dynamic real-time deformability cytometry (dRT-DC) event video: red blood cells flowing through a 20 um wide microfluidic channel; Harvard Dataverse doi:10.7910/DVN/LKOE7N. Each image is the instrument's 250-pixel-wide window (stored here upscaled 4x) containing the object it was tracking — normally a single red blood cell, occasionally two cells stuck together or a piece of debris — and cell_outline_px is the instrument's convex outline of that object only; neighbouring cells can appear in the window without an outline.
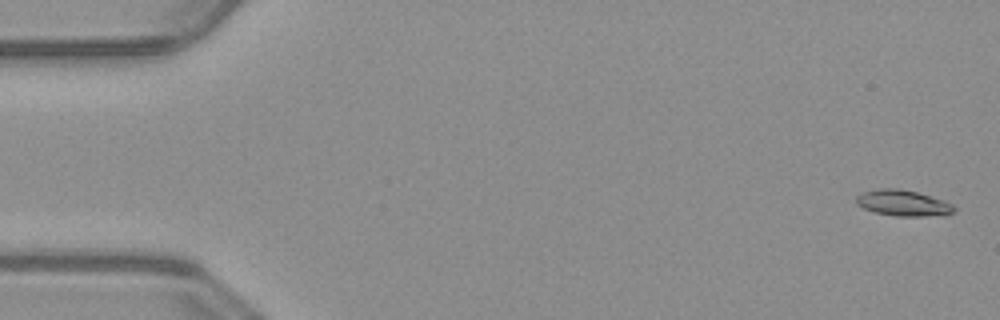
{"species": "common noctule bat (a hibernating species)", "species_latin": "Nyctalus noctula", "temperature_condition": "warm", "stored_images_in_passage": 52, "camera_frame_rate_fps": 3000, "um_per_image_px": 0.085, "animal": {"sex": "male", "body_mass_g": 23.1, "forearm_length_mm": 52.7}, "frame": {"image": 1, "passage_image": 2, "time_ms": 0.333, "image_size_px": [1000, 320], "cell_outline_px": [[956, 212], [944, 216], [896, 216], [876, 212], [864, 208], [856, 204], [856, 196], [864, 192], [880, 188], [900, 188], [916, 192], [944, 200], [952, 204], [956, 208]], "centroid_in_image_um": [76.82, 17.27], "position_along_channel_um": 8.2, "area_um2": 14.91}}
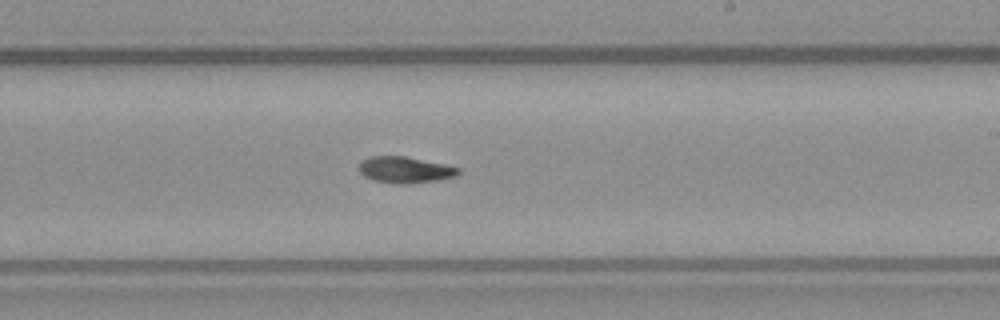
{"frame": {"image": 2, "passage_image": 31, "time_ms": 10.0, "image_size_px": [1000, 320], "cell_outline_px": [[460, 172], [456, 176], [440, 180], [412, 184], [396, 184], [372, 180], [364, 176], [360, 172], [360, 164], [364, 160], [372, 156], [404, 156], [460, 168]], "centroid_in_image_um": [34.44, 14.46], "position_along_channel_um": 254.6, "area_um2": 15.14}}
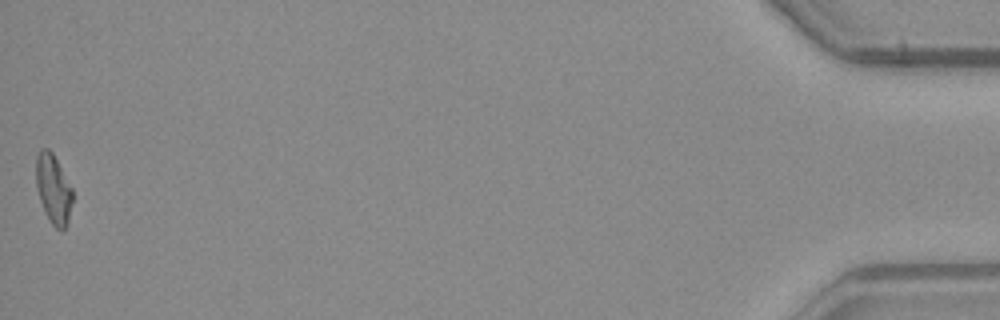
{"frame": {"image": 3, "passage_image": 52, "time_ms": 17.0, "image_size_px": [1000, 320], "cell_outline_px": [[72, 200], [68, 220], [64, 228], [60, 232], [52, 224], [44, 212], [36, 188], [36, 156], [44, 148], [48, 148], [52, 152], [72, 188]], "centroid_in_image_um": [4.52, 16.08], "position_along_channel_um": 430.7, "area_um2": 14.57}}